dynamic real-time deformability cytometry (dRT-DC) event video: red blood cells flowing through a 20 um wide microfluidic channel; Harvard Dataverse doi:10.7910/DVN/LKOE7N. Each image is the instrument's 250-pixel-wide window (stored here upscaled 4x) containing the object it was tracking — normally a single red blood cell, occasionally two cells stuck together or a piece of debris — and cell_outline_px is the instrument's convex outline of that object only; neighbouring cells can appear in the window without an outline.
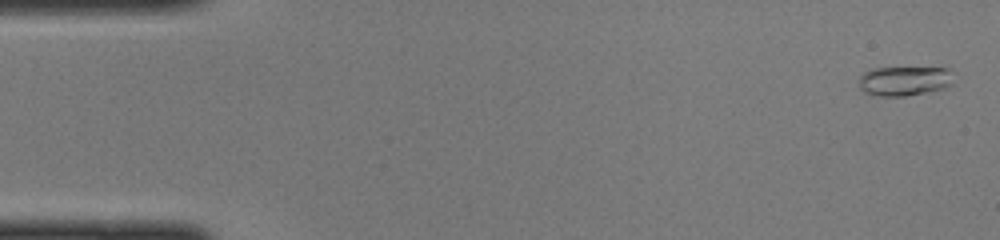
{"species": "common noctule bat (a hibernating species)", "species_latin": "Nyctalus noctula", "temperature_condition": "cold", "stored_images_in_passage": 47, "camera_frame_rate_fps": 3000, "um_per_image_px": 0.085, "animal": {"sex": "female", "body_mass_g": 22.0, "forearm_length_mm": 56.7}, "frame": {"image": 1, "passage_image": 2, "time_ms": 0.333, "image_size_px": [1000, 240], "cell_outline_px": [[952, 84], [944, 88], [904, 96], [872, 96], [864, 92], [860, 88], [860, 76], [864, 72], [872, 68], [948, 68]], "centroid_in_image_um": [76.8, 6.88], "position_along_channel_um": 8.2, "area_um2": 16.07}}
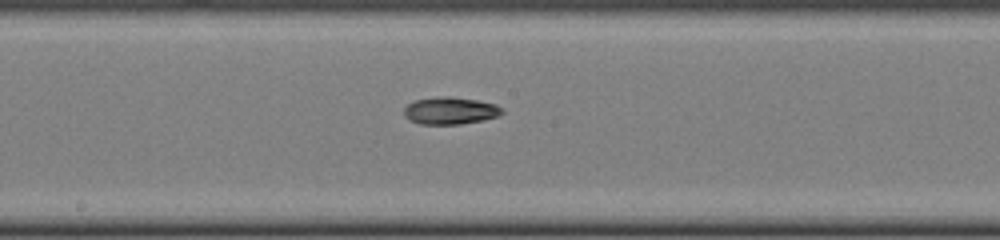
{"frame": {"image": 2, "passage_image": 25, "time_ms": 8.0, "image_size_px": [1000, 240], "cell_outline_px": [[504, 112], [500, 116], [484, 120], [460, 124], [420, 124], [408, 120], [404, 116], [404, 108], [408, 104], [416, 100], [436, 96], [448, 96], [476, 100], [496, 104], [504, 108]], "centroid_in_image_um": [38.29, 9.41], "position_along_channel_um": 209.9, "area_um2": 15.78}}
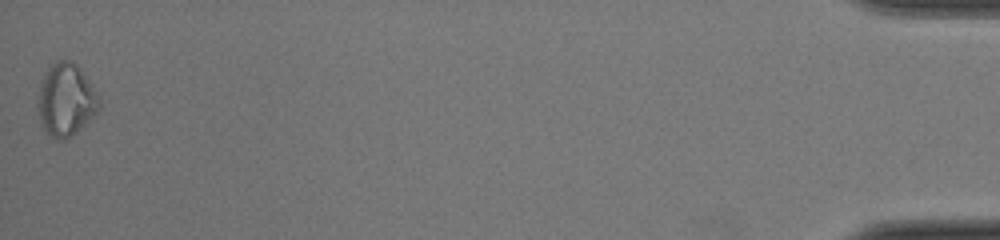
{"frame": {"image": 3, "passage_image": 47, "time_ms": 15.333, "image_size_px": [1000, 240], "cell_outline_px": [[100, 108], [76, 132], [64, 140], [56, 140], [48, 136], [40, 124], [36, 104], [36, 100], [40, 84], [44, 72], [52, 64], [60, 60], [72, 60], [80, 68], [92, 84], [100, 100]], "centroid_in_image_um": [5.56, 8.49], "position_along_channel_um": 429.6, "area_um2": 26.24}}